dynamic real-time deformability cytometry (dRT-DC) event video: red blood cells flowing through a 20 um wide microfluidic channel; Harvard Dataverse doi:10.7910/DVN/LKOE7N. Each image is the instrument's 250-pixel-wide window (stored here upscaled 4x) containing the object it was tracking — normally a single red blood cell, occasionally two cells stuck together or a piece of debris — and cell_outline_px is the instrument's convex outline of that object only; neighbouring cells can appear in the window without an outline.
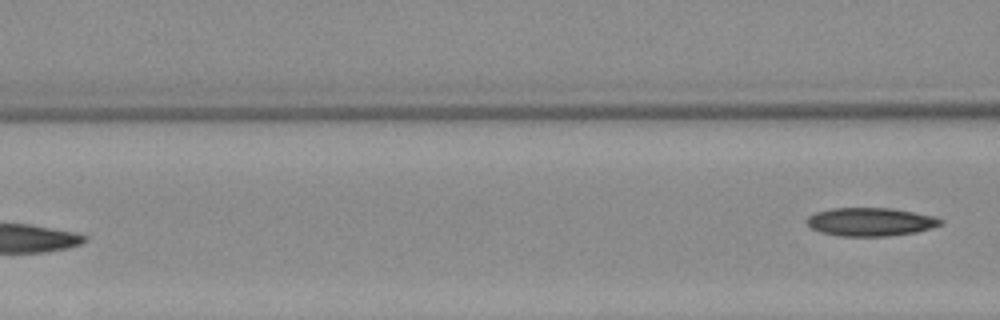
{"species": "Egyptian fruit bat (a non-hibernating species)", "species_latin": "Rousettus aegyptiacus", "temperature_condition": "warm", "stored_images_in_passage": 5, "camera_frame_rate_fps": 3000, "um_per_image_px": 0.085, "animal": {"sex": "female"}, "frame": {"image": 1, "passage_image": 5, "time_ms": 5.0, "image_size_px": [1000, 320], "cell_outline_px": [[944, 224], [932, 228], [916, 232], [888, 236], [840, 236], [820, 232], [812, 228], [804, 220], [808, 216], [816, 212], [832, 208], [892, 208], [932, 216], [944, 220]], "centroid_in_image_um": [73.99, 18.86], "position_along_channel_um": 92.6, "area_um2": 22.14}}